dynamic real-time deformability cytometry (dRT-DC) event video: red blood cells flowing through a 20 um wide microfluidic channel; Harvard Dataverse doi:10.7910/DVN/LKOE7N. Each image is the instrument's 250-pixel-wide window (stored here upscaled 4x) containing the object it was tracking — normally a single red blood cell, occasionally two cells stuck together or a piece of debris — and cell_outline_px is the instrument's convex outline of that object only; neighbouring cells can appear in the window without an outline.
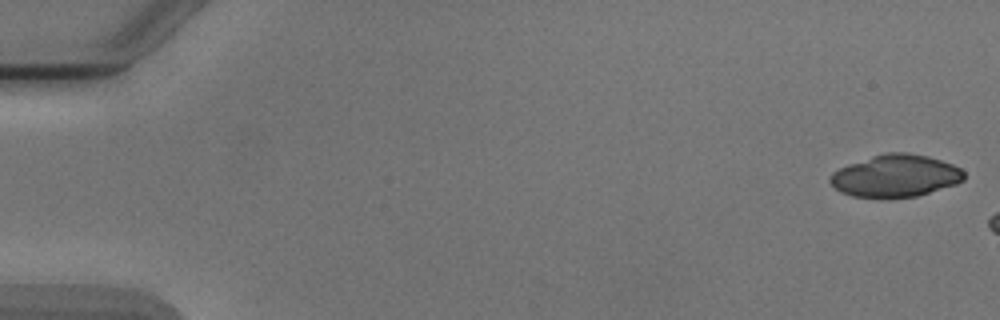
{"species": "Egyptian fruit bat (a non-hibernating species)", "species_latin": "Rousettus aegyptiacus", "temperature_condition": "cold", "stored_images_in_passage": 6, "camera_frame_rate_fps": 3000, "um_per_image_px": 0.085, "animal": {"sex": "male"}, "frame": {"image": 1, "passage_image": 1, "time_ms": 0.0, "image_size_px": [1000, 320], "cell_outline_px": [[964, 180], [956, 184], [916, 196], [852, 196], [840, 192], [828, 180], [832, 172], [848, 164], [872, 156], [888, 152], [908, 152], [928, 156], [952, 164], [960, 168], [964, 172]], "centroid_in_image_um": [76.12, 14.92], "position_along_channel_um": 8.9, "area_um2": 32.48}}
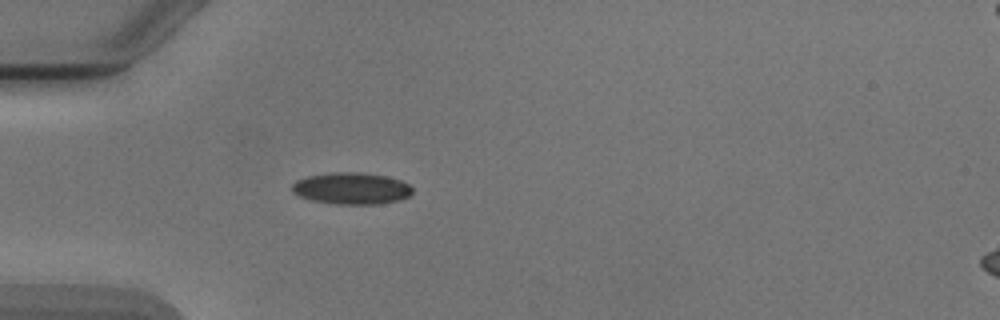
{"frame": {"image": 2, "passage_image": 6, "time_ms": 7.0, "image_size_px": [1000, 320], "cell_outline_px": [[412, 192], [408, 196], [400, 200], [380, 204], [336, 204], [312, 200], [300, 196], [292, 192], [292, 184], [296, 180], [308, 176], [332, 172], [360, 172], [388, 176], [400, 180], [408, 184], [412, 188]], "centroid_in_image_um": [29.88, 16.01], "position_along_channel_um": 55.1, "area_um2": 22.31}}